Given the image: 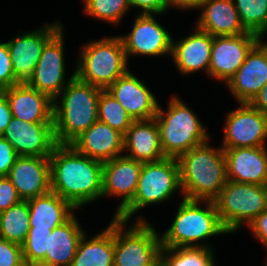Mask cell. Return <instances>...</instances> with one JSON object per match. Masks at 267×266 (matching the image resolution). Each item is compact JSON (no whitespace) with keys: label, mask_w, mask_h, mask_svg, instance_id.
<instances>
[{"label":"cell","mask_w":267,"mask_h":266,"mask_svg":"<svg viewBox=\"0 0 267 266\" xmlns=\"http://www.w3.org/2000/svg\"><path fill=\"white\" fill-rule=\"evenodd\" d=\"M19 84L13 72L10 51L6 42H0V90Z\"/></svg>","instance_id":"obj_36"},{"label":"cell","mask_w":267,"mask_h":266,"mask_svg":"<svg viewBox=\"0 0 267 266\" xmlns=\"http://www.w3.org/2000/svg\"><path fill=\"white\" fill-rule=\"evenodd\" d=\"M130 7L138 8L140 14H166L165 0H127Z\"/></svg>","instance_id":"obj_39"},{"label":"cell","mask_w":267,"mask_h":266,"mask_svg":"<svg viewBox=\"0 0 267 266\" xmlns=\"http://www.w3.org/2000/svg\"><path fill=\"white\" fill-rule=\"evenodd\" d=\"M0 266H26L22 245L0 237Z\"/></svg>","instance_id":"obj_35"},{"label":"cell","mask_w":267,"mask_h":266,"mask_svg":"<svg viewBox=\"0 0 267 266\" xmlns=\"http://www.w3.org/2000/svg\"><path fill=\"white\" fill-rule=\"evenodd\" d=\"M83 12L95 19L119 26L131 9L127 0H83Z\"/></svg>","instance_id":"obj_32"},{"label":"cell","mask_w":267,"mask_h":266,"mask_svg":"<svg viewBox=\"0 0 267 266\" xmlns=\"http://www.w3.org/2000/svg\"><path fill=\"white\" fill-rule=\"evenodd\" d=\"M27 201L29 230H53L67 222L77 210L69 201L52 191Z\"/></svg>","instance_id":"obj_26"},{"label":"cell","mask_w":267,"mask_h":266,"mask_svg":"<svg viewBox=\"0 0 267 266\" xmlns=\"http://www.w3.org/2000/svg\"><path fill=\"white\" fill-rule=\"evenodd\" d=\"M249 104L257 110L267 114V83L265 86L252 98Z\"/></svg>","instance_id":"obj_43"},{"label":"cell","mask_w":267,"mask_h":266,"mask_svg":"<svg viewBox=\"0 0 267 266\" xmlns=\"http://www.w3.org/2000/svg\"><path fill=\"white\" fill-rule=\"evenodd\" d=\"M242 26L259 35L267 25V0H233Z\"/></svg>","instance_id":"obj_33"},{"label":"cell","mask_w":267,"mask_h":266,"mask_svg":"<svg viewBox=\"0 0 267 266\" xmlns=\"http://www.w3.org/2000/svg\"><path fill=\"white\" fill-rule=\"evenodd\" d=\"M29 204L22 200L0 213V237L22 245L26 240L29 224Z\"/></svg>","instance_id":"obj_29"},{"label":"cell","mask_w":267,"mask_h":266,"mask_svg":"<svg viewBox=\"0 0 267 266\" xmlns=\"http://www.w3.org/2000/svg\"><path fill=\"white\" fill-rule=\"evenodd\" d=\"M194 32L182 39H172L171 58L181 75L204 71L209 77L213 36L194 26Z\"/></svg>","instance_id":"obj_19"},{"label":"cell","mask_w":267,"mask_h":266,"mask_svg":"<svg viewBox=\"0 0 267 266\" xmlns=\"http://www.w3.org/2000/svg\"><path fill=\"white\" fill-rule=\"evenodd\" d=\"M87 235L80 239L71 266H114V217L104 230Z\"/></svg>","instance_id":"obj_28"},{"label":"cell","mask_w":267,"mask_h":266,"mask_svg":"<svg viewBox=\"0 0 267 266\" xmlns=\"http://www.w3.org/2000/svg\"><path fill=\"white\" fill-rule=\"evenodd\" d=\"M12 119V113L7 101L6 94L0 90V135L3 134Z\"/></svg>","instance_id":"obj_41"},{"label":"cell","mask_w":267,"mask_h":266,"mask_svg":"<svg viewBox=\"0 0 267 266\" xmlns=\"http://www.w3.org/2000/svg\"><path fill=\"white\" fill-rule=\"evenodd\" d=\"M212 201L223 227L232 234L243 225L248 227L267 208V185L227 180Z\"/></svg>","instance_id":"obj_9"},{"label":"cell","mask_w":267,"mask_h":266,"mask_svg":"<svg viewBox=\"0 0 267 266\" xmlns=\"http://www.w3.org/2000/svg\"><path fill=\"white\" fill-rule=\"evenodd\" d=\"M267 83V49L257 42L225 85L238 103H249Z\"/></svg>","instance_id":"obj_20"},{"label":"cell","mask_w":267,"mask_h":266,"mask_svg":"<svg viewBox=\"0 0 267 266\" xmlns=\"http://www.w3.org/2000/svg\"><path fill=\"white\" fill-rule=\"evenodd\" d=\"M59 21L46 22L38 29L17 34L6 41L13 72L19 83H27L33 76L45 44L63 27Z\"/></svg>","instance_id":"obj_13"},{"label":"cell","mask_w":267,"mask_h":266,"mask_svg":"<svg viewBox=\"0 0 267 266\" xmlns=\"http://www.w3.org/2000/svg\"><path fill=\"white\" fill-rule=\"evenodd\" d=\"M74 214L47 236L45 266H71L77 246L86 232Z\"/></svg>","instance_id":"obj_27"},{"label":"cell","mask_w":267,"mask_h":266,"mask_svg":"<svg viewBox=\"0 0 267 266\" xmlns=\"http://www.w3.org/2000/svg\"><path fill=\"white\" fill-rule=\"evenodd\" d=\"M123 153L126 157L142 163L156 162L165 158L155 119L138 120L130 125L124 135Z\"/></svg>","instance_id":"obj_25"},{"label":"cell","mask_w":267,"mask_h":266,"mask_svg":"<svg viewBox=\"0 0 267 266\" xmlns=\"http://www.w3.org/2000/svg\"><path fill=\"white\" fill-rule=\"evenodd\" d=\"M210 140L178 158L182 197L213 200L227 182L225 151L210 145Z\"/></svg>","instance_id":"obj_2"},{"label":"cell","mask_w":267,"mask_h":266,"mask_svg":"<svg viewBox=\"0 0 267 266\" xmlns=\"http://www.w3.org/2000/svg\"><path fill=\"white\" fill-rule=\"evenodd\" d=\"M80 49L75 76L83 82L107 90L129 70L120 36L89 41Z\"/></svg>","instance_id":"obj_6"},{"label":"cell","mask_w":267,"mask_h":266,"mask_svg":"<svg viewBox=\"0 0 267 266\" xmlns=\"http://www.w3.org/2000/svg\"><path fill=\"white\" fill-rule=\"evenodd\" d=\"M177 191L182 194L177 158L143 163L134 198L115 217L130 222L143 208L167 202Z\"/></svg>","instance_id":"obj_8"},{"label":"cell","mask_w":267,"mask_h":266,"mask_svg":"<svg viewBox=\"0 0 267 266\" xmlns=\"http://www.w3.org/2000/svg\"><path fill=\"white\" fill-rule=\"evenodd\" d=\"M98 120L123 135L126 134L127 129L134 122L126 109L107 90H102L99 96Z\"/></svg>","instance_id":"obj_31"},{"label":"cell","mask_w":267,"mask_h":266,"mask_svg":"<svg viewBox=\"0 0 267 266\" xmlns=\"http://www.w3.org/2000/svg\"><path fill=\"white\" fill-rule=\"evenodd\" d=\"M195 26L215 36H234L248 33L241 24L233 0H205Z\"/></svg>","instance_id":"obj_24"},{"label":"cell","mask_w":267,"mask_h":266,"mask_svg":"<svg viewBox=\"0 0 267 266\" xmlns=\"http://www.w3.org/2000/svg\"><path fill=\"white\" fill-rule=\"evenodd\" d=\"M14 148L18 156H50L58 145L54 122H27L12 117L1 135Z\"/></svg>","instance_id":"obj_14"},{"label":"cell","mask_w":267,"mask_h":266,"mask_svg":"<svg viewBox=\"0 0 267 266\" xmlns=\"http://www.w3.org/2000/svg\"><path fill=\"white\" fill-rule=\"evenodd\" d=\"M147 86L138 76L128 70L107 91L118 100L134 121L150 120L155 118L159 102Z\"/></svg>","instance_id":"obj_17"},{"label":"cell","mask_w":267,"mask_h":266,"mask_svg":"<svg viewBox=\"0 0 267 266\" xmlns=\"http://www.w3.org/2000/svg\"><path fill=\"white\" fill-rule=\"evenodd\" d=\"M205 0H165L167 10L176 8L180 10H197Z\"/></svg>","instance_id":"obj_42"},{"label":"cell","mask_w":267,"mask_h":266,"mask_svg":"<svg viewBox=\"0 0 267 266\" xmlns=\"http://www.w3.org/2000/svg\"><path fill=\"white\" fill-rule=\"evenodd\" d=\"M257 42L258 35L250 32L213 37L209 77L227 84Z\"/></svg>","instance_id":"obj_15"},{"label":"cell","mask_w":267,"mask_h":266,"mask_svg":"<svg viewBox=\"0 0 267 266\" xmlns=\"http://www.w3.org/2000/svg\"><path fill=\"white\" fill-rule=\"evenodd\" d=\"M142 165L124 154L103 163L102 198L121 199L113 217L134 198Z\"/></svg>","instance_id":"obj_16"},{"label":"cell","mask_w":267,"mask_h":266,"mask_svg":"<svg viewBox=\"0 0 267 266\" xmlns=\"http://www.w3.org/2000/svg\"><path fill=\"white\" fill-rule=\"evenodd\" d=\"M247 228L251 231L254 239H257L262 244V247L267 250V208Z\"/></svg>","instance_id":"obj_40"},{"label":"cell","mask_w":267,"mask_h":266,"mask_svg":"<svg viewBox=\"0 0 267 266\" xmlns=\"http://www.w3.org/2000/svg\"><path fill=\"white\" fill-rule=\"evenodd\" d=\"M102 90L75 76L53 100L57 144L70 145L98 121V102Z\"/></svg>","instance_id":"obj_3"},{"label":"cell","mask_w":267,"mask_h":266,"mask_svg":"<svg viewBox=\"0 0 267 266\" xmlns=\"http://www.w3.org/2000/svg\"><path fill=\"white\" fill-rule=\"evenodd\" d=\"M215 252L207 247H162L159 266H213Z\"/></svg>","instance_id":"obj_30"},{"label":"cell","mask_w":267,"mask_h":266,"mask_svg":"<svg viewBox=\"0 0 267 266\" xmlns=\"http://www.w3.org/2000/svg\"><path fill=\"white\" fill-rule=\"evenodd\" d=\"M148 221L139 215L128 226L114 217V266L160 265L161 236Z\"/></svg>","instance_id":"obj_7"},{"label":"cell","mask_w":267,"mask_h":266,"mask_svg":"<svg viewBox=\"0 0 267 266\" xmlns=\"http://www.w3.org/2000/svg\"><path fill=\"white\" fill-rule=\"evenodd\" d=\"M12 113V117L27 122H54L53 100L45 93L19 83L3 90Z\"/></svg>","instance_id":"obj_23"},{"label":"cell","mask_w":267,"mask_h":266,"mask_svg":"<svg viewBox=\"0 0 267 266\" xmlns=\"http://www.w3.org/2000/svg\"><path fill=\"white\" fill-rule=\"evenodd\" d=\"M160 14L137 13L131 32L123 36L125 54L129 62L131 56L162 57L172 53V35L155 18Z\"/></svg>","instance_id":"obj_11"},{"label":"cell","mask_w":267,"mask_h":266,"mask_svg":"<svg viewBox=\"0 0 267 266\" xmlns=\"http://www.w3.org/2000/svg\"><path fill=\"white\" fill-rule=\"evenodd\" d=\"M52 230H29L22 244L26 266H45L47 236Z\"/></svg>","instance_id":"obj_34"},{"label":"cell","mask_w":267,"mask_h":266,"mask_svg":"<svg viewBox=\"0 0 267 266\" xmlns=\"http://www.w3.org/2000/svg\"><path fill=\"white\" fill-rule=\"evenodd\" d=\"M22 200L51 191L50 156H18L7 176Z\"/></svg>","instance_id":"obj_18"},{"label":"cell","mask_w":267,"mask_h":266,"mask_svg":"<svg viewBox=\"0 0 267 266\" xmlns=\"http://www.w3.org/2000/svg\"><path fill=\"white\" fill-rule=\"evenodd\" d=\"M225 117L222 148L267 146V114L239 103Z\"/></svg>","instance_id":"obj_12"},{"label":"cell","mask_w":267,"mask_h":266,"mask_svg":"<svg viewBox=\"0 0 267 266\" xmlns=\"http://www.w3.org/2000/svg\"><path fill=\"white\" fill-rule=\"evenodd\" d=\"M103 162L58 144L50 155L51 191L78 211L102 198Z\"/></svg>","instance_id":"obj_1"},{"label":"cell","mask_w":267,"mask_h":266,"mask_svg":"<svg viewBox=\"0 0 267 266\" xmlns=\"http://www.w3.org/2000/svg\"><path fill=\"white\" fill-rule=\"evenodd\" d=\"M64 26L45 44L33 76L27 84L54 100L75 77V69L66 81Z\"/></svg>","instance_id":"obj_10"},{"label":"cell","mask_w":267,"mask_h":266,"mask_svg":"<svg viewBox=\"0 0 267 266\" xmlns=\"http://www.w3.org/2000/svg\"><path fill=\"white\" fill-rule=\"evenodd\" d=\"M223 149L227 180L267 185V146Z\"/></svg>","instance_id":"obj_21"},{"label":"cell","mask_w":267,"mask_h":266,"mask_svg":"<svg viewBox=\"0 0 267 266\" xmlns=\"http://www.w3.org/2000/svg\"><path fill=\"white\" fill-rule=\"evenodd\" d=\"M70 145L77 152L104 163L123 155L124 135L98 120Z\"/></svg>","instance_id":"obj_22"},{"label":"cell","mask_w":267,"mask_h":266,"mask_svg":"<svg viewBox=\"0 0 267 266\" xmlns=\"http://www.w3.org/2000/svg\"><path fill=\"white\" fill-rule=\"evenodd\" d=\"M20 201L22 199L19 197L11 180L7 176L0 177V213Z\"/></svg>","instance_id":"obj_37"},{"label":"cell","mask_w":267,"mask_h":266,"mask_svg":"<svg viewBox=\"0 0 267 266\" xmlns=\"http://www.w3.org/2000/svg\"><path fill=\"white\" fill-rule=\"evenodd\" d=\"M18 154L13 146L0 135V177L8 176Z\"/></svg>","instance_id":"obj_38"},{"label":"cell","mask_w":267,"mask_h":266,"mask_svg":"<svg viewBox=\"0 0 267 266\" xmlns=\"http://www.w3.org/2000/svg\"><path fill=\"white\" fill-rule=\"evenodd\" d=\"M172 221L169 228L160 234L162 247L213 248L208 239L229 234L223 227L212 200L182 198Z\"/></svg>","instance_id":"obj_4"},{"label":"cell","mask_w":267,"mask_h":266,"mask_svg":"<svg viewBox=\"0 0 267 266\" xmlns=\"http://www.w3.org/2000/svg\"><path fill=\"white\" fill-rule=\"evenodd\" d=\"M267 35V25L264 27V29L259 33L258 35V42L267 49V40L264 42L263 40L266 38Z\"/></svg>","instance_id":"obj_44"},{"label":"cell","mask_w":267,"mask_h":266,"mask_svg":"<svg viewBox=\"0 0 267 266\" xmlns=\"http://www.w3.org/2000/svg\"><path fill=\"white\" fill-rule=\"evenodd\" d=\"M167 103V110L159 104L154 118L159 128L161 149L165 157L178 158L181 154L211 140L212 137L199 116L180 96L172 94Z\"/></svg>","instance_id":"obj_5"}]
</instances>
